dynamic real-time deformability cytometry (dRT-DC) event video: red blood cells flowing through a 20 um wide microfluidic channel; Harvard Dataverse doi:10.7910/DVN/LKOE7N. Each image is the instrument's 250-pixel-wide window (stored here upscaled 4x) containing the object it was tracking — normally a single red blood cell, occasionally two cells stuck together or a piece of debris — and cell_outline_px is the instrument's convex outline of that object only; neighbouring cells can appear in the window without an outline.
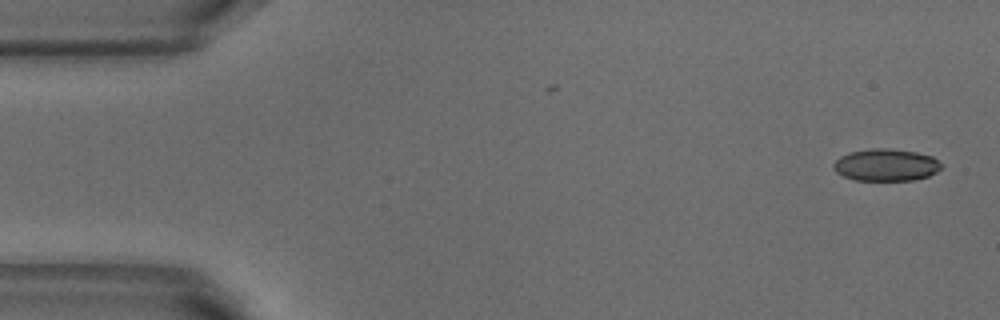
{"species": "common noctule bat (a hibernating species)", "species_latin": "Nyctalus noctula", "temperature_condition": "warm", "stored_images_in_passage": 5, "camera_frame_rate_fps": 3000, "um_per_image_px": 0.085, "animal": {"sex": "male", "body_mass_g": 18.8}, "frame": {"image": 1, "passage_image": 1, "time_ms": 0.0, "image_size_px": [1000, 320], "cell_outline_px": [[940, 168], [936, 172], [928, 176], [912, 180], [856, 180], [844, 176], [836, 172], [832, 168], [832, 164], [840, 156], [852, 152], [872, 148], [888, 148], [916, 152], [932, 156], [940, 164]], "centroid_in_image_um": [75.28, 14.02], "position_along_channel_um": 9.7, "area_um2": 20.0}}
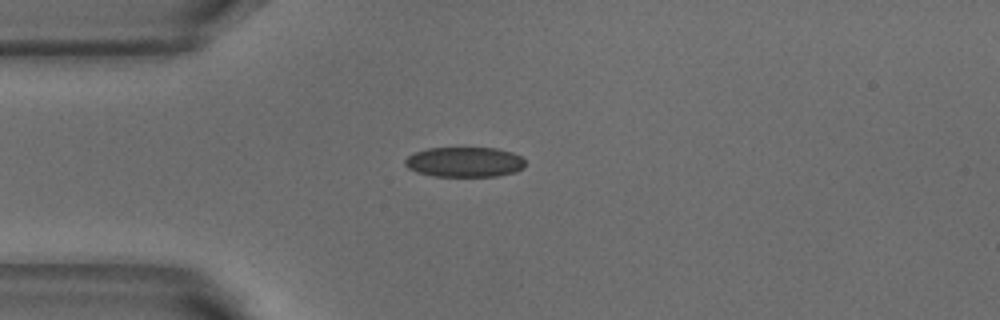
{"frame": {"image": 2, "passage_image": 4, "time_ms": 1.0, "image_size_px": [1000, 320], "cell_outline_px": [[524, 168], [516, 172], [500, 176], [432, 176], [416, 172], [408, 168], [404, 164], [404, 160], [408, 156], [416, 152], [428, 148], [496, 148], [512, 152], [520, 156], [524, 160]], "centroid_in_image_um": [39.49, 13.78], "position_along_channel_um": 45.5, "area_um2": 21.15}}